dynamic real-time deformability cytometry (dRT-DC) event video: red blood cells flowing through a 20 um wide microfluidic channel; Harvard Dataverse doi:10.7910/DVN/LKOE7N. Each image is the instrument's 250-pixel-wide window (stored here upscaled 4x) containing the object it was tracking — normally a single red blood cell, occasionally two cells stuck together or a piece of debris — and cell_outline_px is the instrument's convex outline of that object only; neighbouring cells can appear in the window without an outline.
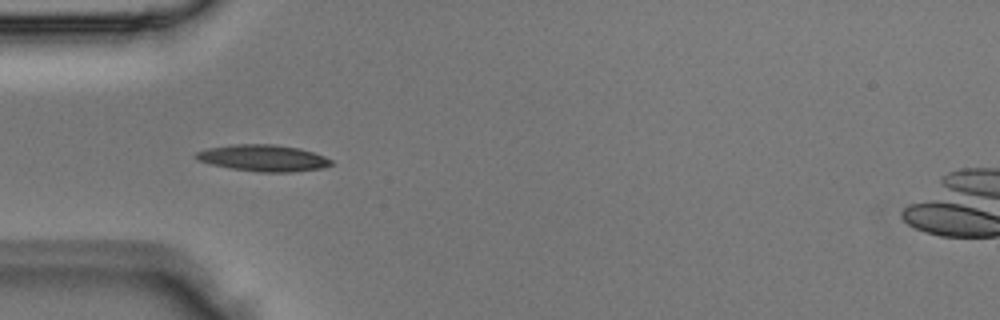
{"species": "Egyptian fruit bat (a non-hibernating species)", "species_latin": "Rousettus aegyptiacus", "temperature_condition": "room temperature", "stored_images_in_passage": 3, "camera_frame_rate_fps": 3000, "um_per_image_px": 0.085, "animal": {"sex": "male"}, "frame": {"image": 1, "passage_image": 3, "time_ms": 0.667, "image_size_px": [1000, 320], "cell_outline_px": [[332, 164], [324, 168], [292, 172], [260, 172], [228, 168], [212, 164], [200, 160], [196, 156], [196, 152], [208, 148], [232, 144], [272, 144], [300, 148], [324, 156], [332, 160]], "centroid_in_image_um": [22.41, 13.43], "position_along_channel_um": 62.6, "area_um2": 20.81}}